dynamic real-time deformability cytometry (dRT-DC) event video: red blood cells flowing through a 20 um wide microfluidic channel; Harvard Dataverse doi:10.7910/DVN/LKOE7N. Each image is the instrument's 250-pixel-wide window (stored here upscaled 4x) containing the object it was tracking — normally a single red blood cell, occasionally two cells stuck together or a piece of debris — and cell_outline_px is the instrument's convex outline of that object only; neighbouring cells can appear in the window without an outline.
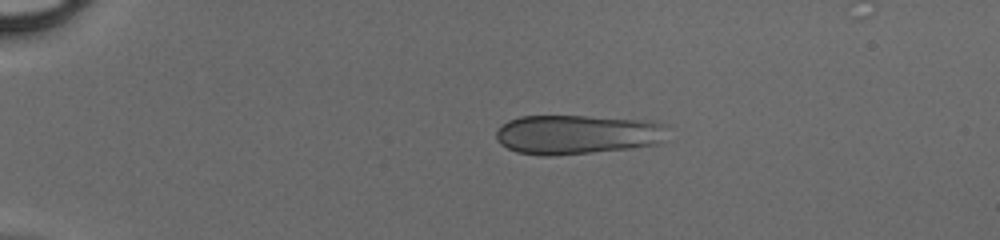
{"species": "human", "species_latin": "Homo sapiens", "temperature_condition": "cold", "stored_images_in_passage": 38, "camera_frame_rate_fps": 3000, "um_per_image_px": 0.085, "donor": {"sex": "male"}, "frame": {"image": 1, "passage_image": 1, "time_ms": 0.0, "image_size_px": [1000, 240], "cell_outline_px": [[664, 124], [660, 144], [632, 148], [552, 156], [544, 156], [516, 152], [500, 144], [496, 140], [496, 132], [500, 124], [508, 120], [520, 116], [584, 116], [656, 120]], "centroid_in_image_um": [49.0, 11.42], "position_along_channel_um": 36.0, "area_um2": 39.59}}
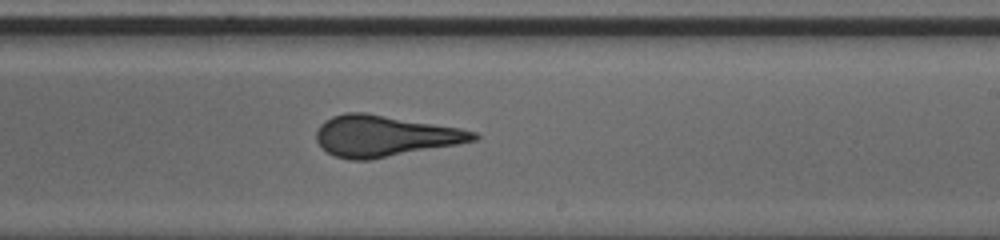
{"frame": {"image": 2, "passage_image": 21, "time_ms": 6.667, "image_size_px": [1000, 240], "cell_outline_px": [[480, 136], [476, 140], [456, 144], [368, 160], [348, 160], [336, 156], [328, 152], [316, 140], [316, 132], [320, 124], [324, 120], [332, 116], [344, 112], [364, 112], [460, 128], [476, 132]], "centroid_in_image_um": [32.65, 11.55], "position_along_channel_um": 256.3, "area_um2": 37.28}}
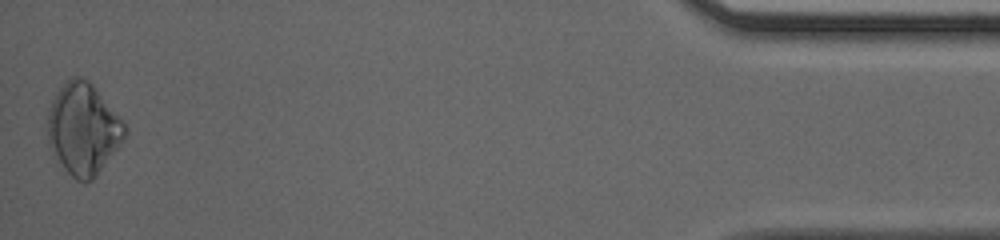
{"frame": {"image": 3, "passage_image": 38, "time_ms": 12.333, "image_size_px": [1000, 240], "cell_outline_px": [[128, 132], [120, 144], [96, 176], [92, 180], [76, 180], [52, 156], [48, 144], [48, 108], [56, 92], [72, 76], [80, 76], [88, 80], [92, 84], [124, 120], [128, 128]], "centroid_in_image_um": [7.07, 10.95], "position_along_channel_um": 428.1, "area_um2": 41.21}}